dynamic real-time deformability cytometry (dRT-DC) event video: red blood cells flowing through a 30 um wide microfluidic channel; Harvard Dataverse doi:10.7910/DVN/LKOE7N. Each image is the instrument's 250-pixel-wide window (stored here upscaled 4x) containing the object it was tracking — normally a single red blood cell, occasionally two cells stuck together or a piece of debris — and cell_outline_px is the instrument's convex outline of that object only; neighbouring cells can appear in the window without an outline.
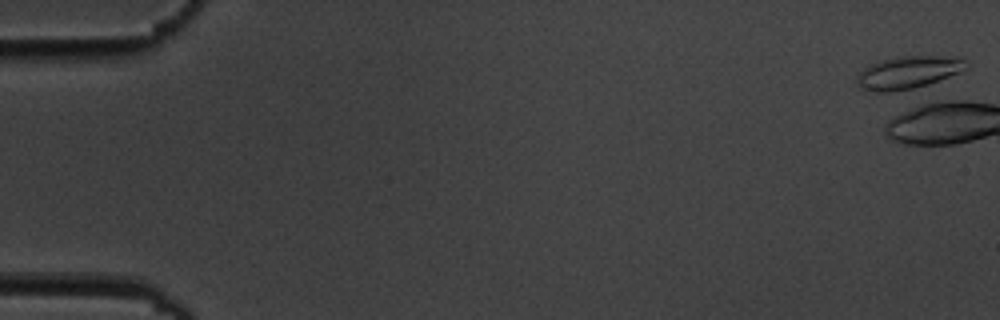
{"species": "common noctule bat (a hibernating species)", "species_latin": "Nyctalus noctula", "temperature_condition": "cold", "stored_images_in_passage": 1, "camera_frame_rate_fps": 3000, "um_per_image_px": 0.085, "animal": {"sex": "male", "body_mass_g": 19.5, "forearm_length_mm": 54.6}, "frame": {"image": 1, "passage_image": 1, "time_ms": 0.0, "image_size_px": [1000, 320], "cell_outline_px": [[964, 68], [960, 72], [928, 84], [912, 88], [892, 92], [876, 92], [860, 88], [856, 84], [856, 80], [860, 72], [868, 64], [884, 60], [908, 56], [936, 56], [964, 60]], "centroid_in_image_um": [77.09, 6.19], "position_along_channel_um": 7.9, "area_um2": 20.11}}